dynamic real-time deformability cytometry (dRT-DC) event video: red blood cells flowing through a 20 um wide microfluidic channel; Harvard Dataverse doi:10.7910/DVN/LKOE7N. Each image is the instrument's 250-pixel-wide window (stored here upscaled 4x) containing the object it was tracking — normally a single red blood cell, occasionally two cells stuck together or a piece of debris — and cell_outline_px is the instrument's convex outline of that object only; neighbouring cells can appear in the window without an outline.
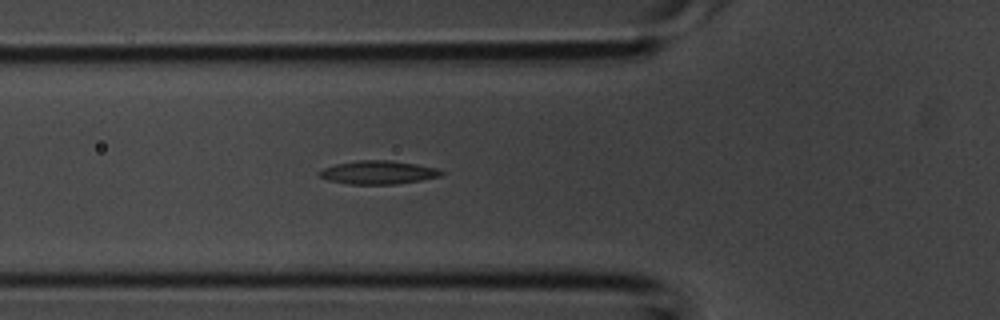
{"species": "common noctule bat (a hibernating species)", "species_latin": "Nyctalus noctula", "temperature_condition": "room temperature", "stored_images_in_passage": 29, "camera_frame_rate_fps": 3000, "um_per_image_px": 0.085, "animal": {"sex": "male", "body_mass_g": 20.1, "forearm_length_mm": 53.5}, "frame": {"image": 1, "passage_image": 3, "time_ms": 0.667, "image_size_px": [1000, 320], "cell_outline_px": [[444, 172], [440, 176], [420, 180], [392, 184], [348, 184], [328, 180], [320, 176], [316, 172], [324, 168], [336, 164], [356, 160], [388, 160], [416, 164], [436, 168]], "centroid_in_image_um": [32.1, 14.65], "position_along_channel_um": 93.7, "area_um2": 16.47}}
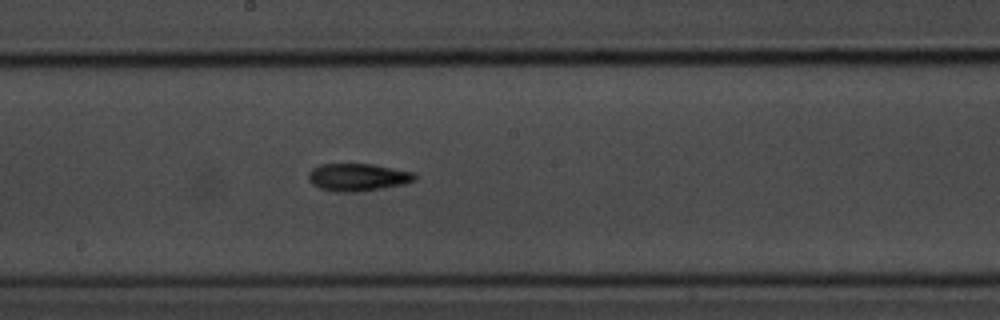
{"frame": {"image": 2, "passage_image": 10, "time_ms": 3.0, "image_size_px": [1000, 320], "cell_outline_px": [[416, 180], [404, 184], [380, 188], [352, 192], [336, 192], [320, 188], [312, 184], [308, 180], [308, 172], [312, 168], [320, 164], [372, 164], [416, 172]], "centroid_in_image_um": [30.4, 15.05], "position_along_channel_um": 217.8, "area_um2": 17.11}}
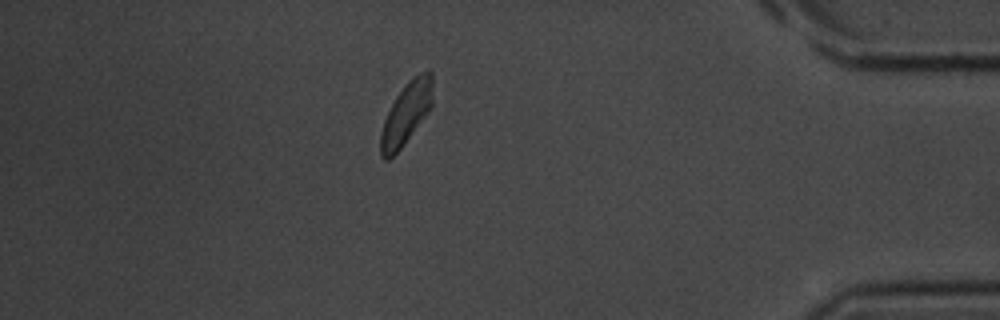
{"frame": {"image": 3, "passage_image": 29, "time_ms": 9.333, "image_size_px": [1000, 320], "cell_outline_px": [[432, 108], [404, 144], [388, 160], [384, 160], [380, 156], [380, 132], [384, 120], [396, 96], [420, 72], [428, 68], [432, 72]], "centroid_in_image_um": [34.54, 9.67], "position_along_channel_um": 400.7, "area_um2": 18.61}}